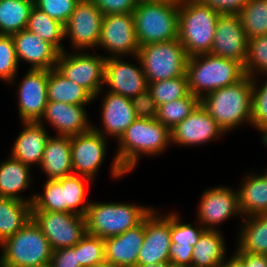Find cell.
Segmentation results:
<instances>
[{"label":"cell","mask_w":267,"mask_h":267,"mask_svg":"<svg viewBox=\"0 0 267 267\" xmlns=\"http://www.w3.org/2000/svg\"><path fill=\"white\" fill-rule=\"evenodd\" d=\"M221 267H245L242 259L234 252L228 260H224Z\"/></svg>","instance_id":"cell-50"},{"label":"cell","mask_w":267,"mask_h":267,"mask_svg":"<svg viewBox=\"0 0 267 267\" xmlns=\"http://www.w3.org/2000/svg\"><path fill=\"white\" fill-rule=\"evenodd\" d=\"M26 29L52 44L60 53L66 50L61 43L65 39L64 25L35 6L30 11Z\"/></svg>","instance_id":"cell-34"},{"label":"cell","mask_w":267,"mask_h":267,"mask_svg":"<svg viewBox=\"0 0 267 267\" xmlns=\"http://www.w3.org/2000/svg\"><path fill=\"white\" fill-rule=\"evenodd\" d=\"M31 218V203L0 197V244L17 233Z\"/></svg>","instance_id":"cell-32"},{"label":"cell","mask_w":267,"mask_h":267,"mask_svg":"<svg viewBox=\"0 0 267 267\" xmlns=\"http://www.w3.org/2000/svg\"><path fill=\"white\" fill-rule=\"evenodd\" d=\"M199 202L197 220L206 230H218L216 225L234 215L242 214L239 208L238 191L217 186L203 192Z\"/></svg>","instance_id":"cell-15"},{"label":"cell","mask_w":267,"mask_h":267,"mask_svg":"<svg viewBox=\"0 0 267 267\" xmlns=\"http://www.w3.org/2000/svg\"><path fill=\"white\" fill-rule=\"evenodd\" d=\"M103 13L91 0H80L65 24V39L76 51L98 47Z\"/></svg>","instance_id":"cell-12"},{"label":"cell","mask_w":267,"mask_h":267,"mask_svg":"<svg viewBox=\"0 0 267 267\" xmlns=\"http://www.w3.org/2000/svg\"><path fill=\"white\" fill-rule=\"evenodd\" d=\"M32 219L53 251L73 247L86 235L85 216L76 213L32 211Z\"/></svg>","instance_id":"cell-10"},{"label":"cell","mask_w":267,"mask_h":267,"mask_svg":"<svg viewBox=\"0 0 267 267\" xmlns=\"http://www.w3.org/2000/svg\"><path fill=\"white\" fill-rule=\"evenodd\" d=\"M238 15L248 39L267 34V0H249Z\"/></svg>","instance_id":"cell-36"},{"label":"cell","mask_w":267,"mask_h":267,"mask_svg":"<svg viewBox=\"0 0 267 267\" xmlns=\"http://www.w3.org/2000/svg\"><path fill=\"white\" fill-rule=\"evenodd\" d=\"M98 47L109 52L107 58L137 56L140 46L136 38L133 14L104 15Z\"/></svg>","instance_id":"cell-11"},{"label":"cell","mask_w":267,"mask_h":267,"mask_svg":"<svg viewBox=\"0 0 267 267\" xmlns=\"http://www.w3.org/2000/svg\"><path fill=\"white\" fill-rule=\"evenodd\" d=\"M144 240V219L134 228L104 240L105 260L119 267H136Z\"/></svg>","instance_id":"cell-24"},{"label":"cell","mask_w":267,"mask_h":267,"mask_svg":"<svg viewBox=\"0 0 267 267\" xmlns=\"http://www.w3.org/2000/svg\"><path fill=\"white\" fill-rule=\"evenodd\" d=\"M47 99L72 105H87L94 101L85 88L67 79L56 68L48 70Z\"/></svg>","instance_id":"cell-29"},{"label":"cell","mask_w":267,"mask_h":267,"mask_svg":"<svg viewBox=\"0 0 267 267\" xmlns=\"http://www.w3.org/2000/svg\"><path fill=\"white\" fill-rule=\"evenodd\" d=\"M178 214L170 213L169 260L172 267H191L194 246L206 230L203 225L196 227L192 223H182Z\"/></svg>","instance_id":"cell-23"},{"label":"cell","mask_w":267,"mask_h":267,"mask_svg":"<svg viewBox=\"0 0 267 267\" xmlns=\"http://www.w3.org/2000/svg\"><path fill=\"white\" fill-rule=\"evenodd\" d=\"M14 41L11 35H0V80L14 83L18 72Z\"/></svg>","instance_id":"cell-43"},{"label":"cell","mask_w":267,"mask_h":267,"mask_svg":"<svg viewBox=\"0 0 267 267\" xmlns=\"http://www.w3.org/2000/svg\"><path fill=\"white\" fill-rule=\"evenodd\" d=\"M257 79V76L252 78L251 125L264 136L267 133V79L260 87Z\"/></svg>","instance_id":"cell-41"},{"label":"cell","mask_w":267,"mask_h":267,"mask_svg":"<svg viewBox=\"0 0 267 267\" xmlns=\"http://www.w3.org/2000/svg\"><path fill=\"white\" fill-rule=\"evenodd\" d=\"M148 90L156 101L157 106L186 97L190 94L186 74L182 77L148 83Z\"/></svg>","instance_id":"cell-38"},{"label":"cell","mask_w":267,"mask_h":267,"mask_svg":"<svg viewBox=\"0 0 267 267\" xmlns=\"http://www.w3.org/2000/svg\"><path fill=\"white\" fill-rule=\"evenodd\" d=\"M135 59L140 63L139 66L127 63L120 57L106 58L104 85L110 87L109 92L133 98L148 89L140 59L137 56Z\"/></svg>","instance_id":"cell-19"},{"label":"cell","mask_w":267,"mask_h":267,"mask_svg":"<svg viewBox=\"0 0 267 267\" xmlns=\"http://www.w3.org/2000/svg\"><path fill=\"white\" fill-rule=\"evenodd\" d=\"M91 267H119V266L118 265H114L113 263H110V262L104 260L103 262L95 264V265H93Z\"/></svg>","instance_id":"cell-52"},{"label":"cell","mask_w":267,"mask_h":267,"mask_svg":"<svg viewBox=\"0 0 267 267\" xmlns=\"http://www.w3.org/2000/svg\"><path fill=\"white\" fill-rule=\"evenodd\" d=\"M103 13L125 14L132 13L139 0H91Z\"/></svg>","instance_id":"cell-46"},{"label":"cell","mask_w":267,"mask_h":267,"mask_svg":"<svg viewBox=\"0 0 267 267\" xmlns=\"http://www.w3.org/2000/svg\"><path fill=\"white\" fill-rule=\"evenodd\" d=\"M102 99L101 121L104 130H99L95 126H92V129L101 133L105 138L113 136V138L116 137L115 139L118 140L137 118L131 103V98L106 91Z\"/></svg>","instance_id":"cell-22"},{"label":"cell","mask_w":267,"mask_h":267,"mask_svg":"<svg viewBox=\"0 0 267 267\" xmlns=\"http://www.w3.org/2000/svg\"><path fill=\"white\" fill-rule=\"evenodd\" d=\"M222 231L205 230L192 253L191 267H221L226 260V242Z\"/></svg>","instance_id":"cell-28"},{"label":"cell","mask_w":267,"mask_h":267,"mask_svg":"<svg viewBox=\"0 0 267 267\" xmlns=\"http://www.w3.org/2000/svg\"><path fill=\"white\" fill-rule=\"evenodd\" d=\"M48 70L30 69L18 87V110L22 122H38L47 105Z\"/></svg>","instance_id":"cell-17"},{"label":"cell","mask_w":267,"mask_h":267,"mask_svg":"<svg viewBox=\"0 0 267 267\" xmlns=\"http://www.w3.org/2000/svg\"><path fill=\"white\" fill-rule=\"evenodd\" d=\"M223 134V129L199 103L189 116L171 130V144L199 146Z\"/></svg>","instance_id":"cell-16"},{"label":"cell","mask_w":267,"mask_h":267,"mask_svg":"<svg viewBox=\"0 0 267 267\" xmlns=\"http://www.w3.org/2000/svg\"><path fill=\"white\" fill-rule=\"evenodd\" d=\"M179 1L140 0L133 10L139 46L178 39Z\"/></svg>","instance_id":"cell-5"},{"label":"cell","mask_w":267,"mask_h":267,"mask_svg":"<svg viewBox=\"0 0 267 267\" xmlns=\"http://www.w3.org/2000/svg\"><path fill=\"white\" fill-rule=\"evenodd\" d=\"M107 140L94 129L71 137L73 174L86 176L94 181L107 155Z\"/></svg>","instance_id":"cell-13"},{"label":"cell","mask_w":267,"mask_h":267,"mask_svg":"<svg viewBox=\"0 0 267 267\" xmlns=\"http://www.w3.org/2000/svg\"><path fill=\"white\" fill-rule=\"evenodd\" d=\"M31 167L10 156L0 163V197L13 198L33 203L35 195L23 198L21 193L27 190L32 182Z\"/></svg>","instance_id":"cell-27"},{"label":"cell","mask_w":267,"mask_h":267,"mask_svg":"<svg viewBox=\"0 0 267 267\" xmlns=\"http://www.w3.org/2000/svg\"><path fill=\"white\" fill-rule=\"evenodd\" d=\"M200 104L226 133L251 124L252 78L245 75L240 81L212 91L200 99Z\"/></svg>","instance_id":"cell-2"},{"label":"cell","mask_w":267,"mask_h":267,"mask_svg":"<svg viewBox=\"0 0 267 267\" xmlns=\"http://www.w3.org/2000/svg\"><path fill=\"white\" fill-rule=\"evenodd\" d=\"M18 62L29 63L30 69L51 70L56 67L60 52L36 34L23 29L11 35Z\"/></svg>","instance_id":"cell-21"},{"label":"cell","mask_w":267,"mask_h":267,"mask_svg":"<svg viewBox=\"0 0 267 267\" xmlns=\"http://www.w3.org/2000/svg\"><path fill=\"white\" fill-rule=\"evenodd\" d=\"M200 103V99L190 93L188 96L158 106L156 119L170 131L183 121Z\"/></svg>","instance_id":"cell-37"},{"label":"cell","mask_w":267,"mask_h":267,"mask_svg":"<svg viewBox=\"0 0 267 267\" xmlns=\"http://www.w3.org/2000/svg\"><path fill=\"white\" fill-rule=\"evenodd\" d=\"M34 0H0V35L26 29Z\"/></svg>","instance_id":"cell-33"},{"label":"cell","mask_w":267,"mask_h":267,"mask_svg":"<svg viewBox=\"0 0 267 267\" xmlns=\"http://www.w3.org/2000/svg\"><path fill=\"white\" fill-rule=\"evenodd\" d=\"M186 75L190 93L201 99L212 91L240 81L246 74L238 61L207 53L188 57Z\"/></svg>","instance_id":"cell-4"},{"label":"cell","mask_w":267,"mask_h":267,"mask_svg":"<svg viewBox=\"0 0 267 267\" xmlns=\"http://www.w3.org/2000/svg\"><path fill=\"white\" fill-rule=\"evenodd\" d=\"M236 249L253 254L267 255V214L242 217Z\"/></svg>","instance_id":"cell-31"},{"label":"cell","mask_w":267,"mask_h":267,"mask_svg":"<svg viewBox=\"0 0 267 267\" xmlns=\"http://www.w3.org/2000/svg\"><path fill=\"white\" fill-rule=\"evenodd\" d=\"M137 57L148 83L186 74L188 56L178 39L140 46Z\"/></svg>","instance_id":"cell-8"},{"label":"cell","mask_w":267,"mask_h":267,"mask_svg":"<svg viewBox=\"0 0 267 267\" xmlns=\"http://www.w3.org/2000/svg\"><path fill=\"white\" fill-rule=\"evenodd\" d=\"M0 246V267L43 265L50 262L53 251L48 239L32 218Z\"/></svg>","instance_id":"cell-7"},{"label":"cell","mask_w":267,"mask_h":267,"mask_svg":"<svg viewBox=\"0 0 267 267\" xmlns=\"http://www.w3.org/2000/svg\"><path fill=\"white\" fill-rule=\"evenodd\" d=\"M152 209L136 204L91 201L85 214L86 232L104 240L118 236L139 225Z\"/></svg>","instance_id":"cell-6"},{"label":"cell","mask_w":267,"mask_h":267,"mask_svg":"<svg viewBox=\"0 0 267 267\" xmlns=\"http://www.w3.org/2000/svg\"><path fill=\"white\" fill-rule=\"evenodd\" d=\"M261 139H262L263 144L267 146V133L264 136H262Z\"/></svg>","instance_id":"cell-53"},{"label":"cell","mask_w":267,"mask_h":267,"mask_svg":"<svg viewBox=\"0 0 267 267\" xmlns=\"http://www.w3.org/2000/svg\"><path fill=\"white\" fill-rule=\"evenodd\" d=\"M220 15H238L249 0H199Z\"/></svg>","instance_id":"cell-47"},{"label":"cell","mask_w":267,"mask_h":267,"mask_svg":"<svg viewBox=\"0 0 267 267\" xmlns=\"http://www.w3.org/2000/svg\"><path fill=\"white\" fill-rule=\"evenodd\" d=\"M261 175L267 180V172H264V174L261 173Z\"/></svg>","instance_id":"cell-55"},{"label":"cell","mask_w":267,"mask_h":267,"mask_svg":"<svg viewBox=\"0 0 267 267\" xmlns=\"http://www.w3.org/2000/svg\"><path fill=\"white\" fill-rule=\"evenodd\" d=\"M106 58L85 51L74 50L68 54L64 50L59 54L55 68L67 79L85 88L95 100L104 87Z\"/></svg>","instance_id":"cell-9"},{"label":"cell","mask_w":267,"mask_h":267,"mask_svg":"<svg viewBox=\"0 0 267 267\" xmlns=\"http://www.w3.org/2000/svg\"><path fill=\"white\" fill-rule=\"evenodd\" d=\"M81 267H91L105 260L104 239L87 234L73 246Z\"/></svg>","instance_id":"cell-42"},{"label":"cell","mask_w":267,"mask_h":267,"mask_svg":"<svg viewBox=\"0 0 267 267\" xmlns=\"http://www.w3.org/2000/svg\"><path fill=\"white\" fill-rule=\"evenodd\" d=\"M256 174L247 175L237 190L242 217L267 214V180Z\"/></svg>","instance_id":"cell-30"},{"label":"cell","mask_w":267,"mask_h":267,"mask_svg":"<svg viewBox=\"0 0 267 267\" xmlns=\"http://www.w3.org/2000/svg\"><path fill=\"white\" fill-rule=\"evenodd\" d=\"M23 130L17 136L11 157L23 162L28 166L41 164L46 142L50 135L47 133L45 124L38 122H22Z\"/></svg>","instance_id":"cell-25"},{"label":"cell","mask_w":267,"mask_h":267,"mask_svg":"<svg viewBox=\"0 0 267 267\" xmlns=\"http://www.w3.org/2000/svg\"><path fill=\"white\" fill-rule=\"evenodd\" d=\"M86 105H72L63 102L48 101L43 116L38 121L44 125L48 121L58 132V136L73 137L92 129Z\"/></svg>","instance_id":"cell-20"},{"label":"cell","mask_w":267,"mask_h":267,"mask_svg":"<svg viewBox=\"0 0 267 267\" xmlns=\"http://www.w3.org/2000/svg\"><path fill=\"white\" fill-rule=\"evenodd\" d=\"M171 143V131L157 119L136 118L118 139L112 161V178H121L136 168L140 156H157Z\"/></svg>","instance_id":"cell-1"},{"label":"cell","mask_w":267,"mask_h":267,"mask_svg":"<svg viewBox=\"0 0 267 267\" xmlns=\"http://www.w3.org/2000/svg\"><path fill=\"white\" fill-rule=\"evenodd\" d=\"M235 253L242 259L245 267H267V255L253 254L237 249Z\"/></svg>","instance_id":"cell-49"},{"label":"cell","mask_w":267,"mask_h":267,"mask_svg":"<svg viewBox=\"0 0 267 267\" xmlns=\"http://www.w3.org/2000/svg\"><path fill=\"white\" fill-rule=\"evenodd\" d=\"M248 38L239 15H220L210 54L238 61L243 66L247 55Z\"/></svg>","instance_id":"cell-18"},{"label":"cell","mask_w":267,"mask_h":267,"mask_svg":"<svg viewBox=\"0 0 267 267\" xmlns=\"http://www.w3.org/2000/svg\"><path fill=\"white\" fill-rule=\"evenodd\" d=\"M40 168L47 180H57L73 175L71 137L50 136L46 142Z\"/></svg>","instance_id":"cell-26"},{"label":"cell","mask_w":267,"mask_h":267,"mask_svg":"<svg viewBox=\"0 0 267 267\" xmlns=\"http://www.w3.org/2000/svg\"><path fill=\"white\" fill-rule=\"evenodd\" d=\"M159 213L153 208L144 218V240L139 250L136 267L169 260L170 214L163 216Z\"/></svg>","instance_id":"cell-14"},{"label":"cell","mask_w":267,"mask_h":267,"mask_svg":"<svg viewBox=\"0 0 267 267\" xmlns=\"http://www.w3.org/2000/svg\"><path fill=\"white\" fill-rule=\"evenodd\" d=\"M32 211L65 212L64 187L57 180H47L44 193H34Z\"/></svg>","instance_id":"cell-39"},{"label":"cell","mask_w":267,"mask_h":267,"mask_svg":"<svg viewBox=\"0 0 267 267\" xmlns=\"http://www.w3.org/2000/svg\"><path fill=\"white\" fill-rule=\"evenodd\" d=\"M57 181L64 187L66 213H76L85 216L90 204L86 196V185L88 183L92 184L94 181L86 176L75 174L61 177Z\"/></svg>","instance_id":"cell-35"},{"label":"cell","mask_w":267,"mask_h":267,"mask_svg":"<svg viewBox=\"0 0 267 267\" xmlns=\"http://www.w3.org/2000/svg\"><path fill=\"white\" fill-rule=\"evenodd\" d=\"M50 264L52 267H81L77 252L73 247L52 251Z\"/></svg>","instance_id":"cell-48"},{"label":"cell","mask_w":267,"mask_h":267,"mask_svg":"<svg viewBox=\"0 0 267 267\" xmlns=\"http://www.w3.org/2000/svg\"><path fill=\"white\" fill-rule=\"evenodd\" d=\"M80 0H34V6L45 12L53 20L65 24Z\"/></svg>","instance_id":"cell-44"},{"label":"cell","mask_w":267,"mask_h":267,"mask_svg":"<svg viewBox=\"0 0 267 267\" xmlns=\"http://www.w3.org/2000/svg\"><path fill=\"white\" fill-rule=\"evenodd\" d=\"M141 267H172L170 260H163L158 263L143 264Z\"/></svg>","instance_id":"cell-51"},{"label":"cell","mask_w":267,"mask_h":267,"mask_svg":"<svg viewBox=\"0 0 267 267\" xmlns=\"http://www.w3.org/2000/svg\"><path fill=\"white\" fill-rule=\"evenodd\" d=\"M244 71L251 78L267 74V34L248 39Z\"/></svg>","instance_id":"cell-40"},{"label":"cell","mask_w":267,"mask_h":267,"mask_svg":"<svg viewBox=\"0 0 267 267\" xmlns=\"http://www.w3.org/2000/svg\"><path fill=\"white\" fill-rule=\"evenodd\" d=\"M131 103L137 118L156 119L158 106L148 89L131 98Z\"/></svg>","instance_id":"cell-45"},{"label":"cell","mask_w":267,"mask_h":267,"mask_svg":"<svg viewBox=\"0 0 267 267\" xmlns=\"http://www.w3.org/2000/svg\"><path fill=\"white\" fill-rule=\"evenodd\" d=\"M34 267H52L50 262L49 263H46V264H43V265H38V266H34Z\"/></svg>","instance_id":"cell-54"},{"label":"cell","mask_w":267,"mask_h":267,"mask_svg":"<svg viewBox=\"0 0 267 267\" xmlns=\"http://www.w3.org/2000/svg\"><path fill=\"white\" fill-rule=\"evenodd\" d=\"M219 16L199 0H179L178 40L188 57L210 53Z\"/></svg>","instance_id":"cell-3"}]
</instances>
